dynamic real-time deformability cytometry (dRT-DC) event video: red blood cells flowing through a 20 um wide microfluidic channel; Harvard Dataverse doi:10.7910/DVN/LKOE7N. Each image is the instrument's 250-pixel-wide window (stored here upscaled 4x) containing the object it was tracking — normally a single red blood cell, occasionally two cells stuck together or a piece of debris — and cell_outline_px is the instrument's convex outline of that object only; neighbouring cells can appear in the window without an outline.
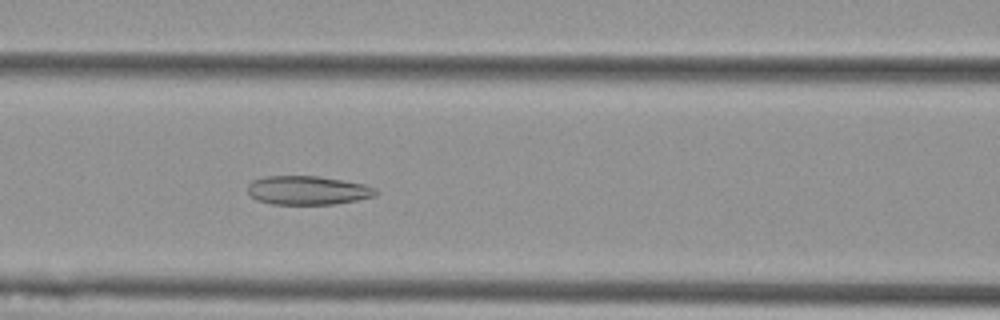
{"species": "Egyptian fruit bat (a non-hibernating species)", "species_latin": "Rousettus aegyptiacus", "temperature_condition": "cold", "stored_images_in_passage": 49, "camera_frame_rate_fps": 3000, "um_per_image_px": 0.085, "animal": {"sex": "female"}, "frame": {"image": 1, "passage_image": 23, "time_ms": 7.333, "image_size_px": [1000, 320], "cell_outline_px": [[376, 192], [372, 196], [356, 200], [336, 204], [272, 204], [256, 200], [248, 192], [248, 184], [252, 180], [268, 176], [316, 176], [364, 184], [376, 188]], "centroid_in_image_um": [26.11, 16.18], "position_along_channel_um": 140.5, "area_um2": 21.27}}
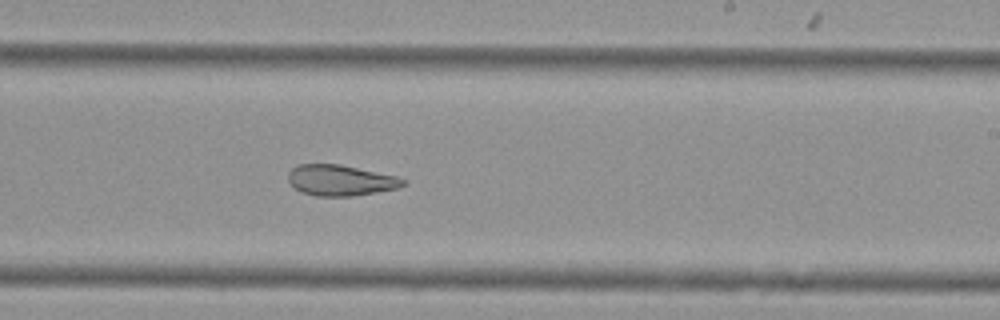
{"frame": {"image": 2, "passage_image": 33, "time_ms": 10.667, "image_size_px": [1000, 320], "cell_outline_px": [[408, 184], [400, 188], [352, 196], [316, 196], [300, 192], [288, 180], [288, 172], [292, 168], [300, 164], [340, 164], [396, 176], [404, 180]], "centroid_in_image_um": [28.95, 15.33], "position_along_channel_um": 260.0, "area_um2": 20.63}}
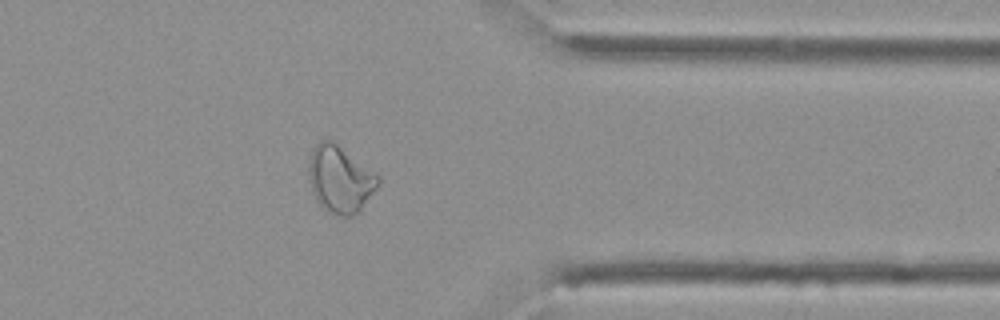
{"frame": {"image": 3, "passage_image": 44, "time_ms": 14.333, "image_size_px": [1000, 320], "cell_outline_px": [[380, 184], [360, 212], [352, 216], [340, 216], [328, 212], [320, 208], [312, 192], [308, 180], [308, 160], [316, 144], [320, 140], [332, 140], [380, 176]], "centroid_in_image_um": [28.9, 15.27], "position_along_channel_um": 382.5, "area_um2": 27.51}, "authors_computed_cell_mechanics": {"area_um2": 23.8136, "velocity_mm_per_s": 3.6097, "shape_relaxation_time_tau1_ms": null, "shape_relaxation_time_tau2_ms": 2.9966, "deformation_change_tau1": null, "deformation_change_tau2": 0.1014}}